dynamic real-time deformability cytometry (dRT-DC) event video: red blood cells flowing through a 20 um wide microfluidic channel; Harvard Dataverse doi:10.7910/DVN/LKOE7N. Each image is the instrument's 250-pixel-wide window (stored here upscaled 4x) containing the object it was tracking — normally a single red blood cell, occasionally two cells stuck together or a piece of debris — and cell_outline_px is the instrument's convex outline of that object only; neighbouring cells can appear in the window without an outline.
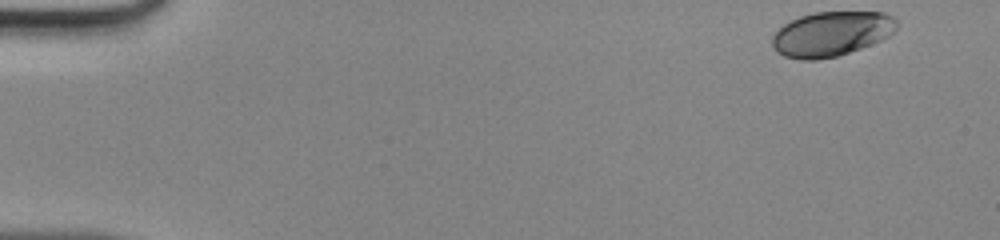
{"species": "human", "species_latin": "Homo sapiens", "temperature_condition": "room temperature", "stored_images_in_passage": 46, "camera_frame_rate_fps": 3000, "um_per_image_px": 0.085, "donor": {"sex": "male"}, "frame": {"image": 1, "passage_image": 1, "time_ms": 0.0, "image_size_px": [1000, 240], "cell_outline_px": [[900, 24], [888, 36], [880, 40], [860, 48], [836, 56], [816, 60], [800, 60], [784, 56], [776, 52], [772, 48], [772, 36], [784, 24], [800, 16], [812, 12], [884, 12], [892, 16]], "centroid_in_image_um": [70.65, 2.87], "position_along_channel_um": 14.4, "area_um2": 32.43}}
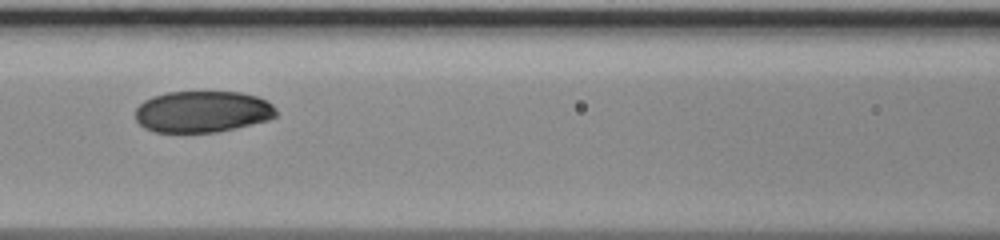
{"frame": {"image": 2, "passage_image": 20, "time_ms": 6.333, "image_size_px": [1000, 240], "cell_outline_px": [[276, 116], [268, 120], [236, 128], [216, 132], [156, 132], [144, 128], [136, 120], [136, 108], [144, 100], [152, 96], [168, 92], [240, 92], [256, 96], [272, 104], [276, 108]], "centroid_in_image_um": [17.2, 9.49], "position_along_channel_um": 149.4, "area_um2": 34.04}}
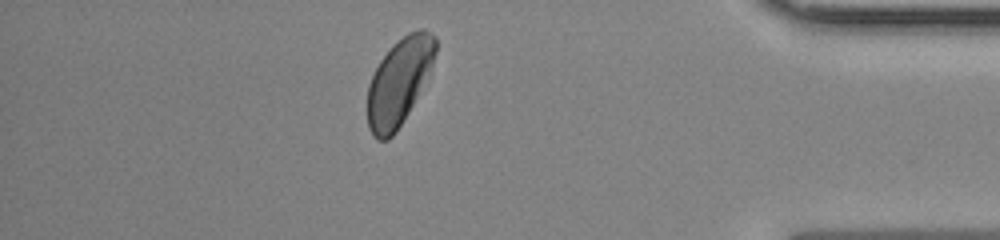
{"frame": {"image": 3, "passage_image": 40, "time_ms": 13.0, "image_size_px": [1000, 240], "cell_outline_px": [[436, 52], [428, 84], [396, 132], [388, 140], [376, 140], [372, 136], [368, 128], [368, 84], [380, 60], [408, 32], [420, 28], [424, 28], [436, 36]], "centroid_in_image_um": [33.98, 6.99], "position_along_channel_um": 401.2, "area_um2": 34.97}}